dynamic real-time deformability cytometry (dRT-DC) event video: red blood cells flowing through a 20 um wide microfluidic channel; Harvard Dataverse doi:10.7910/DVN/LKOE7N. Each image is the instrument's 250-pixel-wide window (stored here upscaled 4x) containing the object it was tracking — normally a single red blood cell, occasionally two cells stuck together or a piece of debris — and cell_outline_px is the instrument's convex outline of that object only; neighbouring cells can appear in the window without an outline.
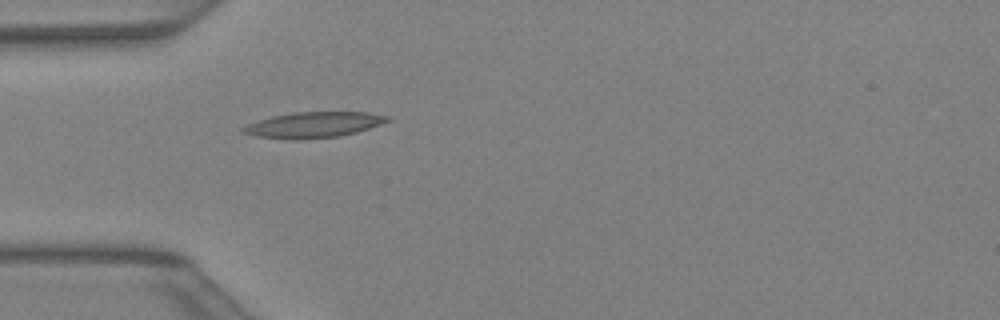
{"species": "Egyptian fruit bat (a non-hibernating species)", "species_latin": "Rousettus aegyptiacus", "temperature_condition": "warm", "stored_images_in_passage": 30, "camera_frame_rate_fps": 3000, "um_per_image_px": 0.085, "animal": {"sex": "female"}, "frame": {"image": 1, "passage_image": 1, "time_ms": 0.0, "image_size_px": [1000, 320], "cell_outline_px": [[392, 120], [356, 132], [340, 136], [296, 140], [292, 140], [256, 136], [240, 132], [240, 128], [248, 124], [272, 116], [292, 112], [368, 112], [392, 116]], "centroid_in_image_um": [26.66, 10.61], "position_along_channel_um": 58.3, "area_um2": 21.73}}
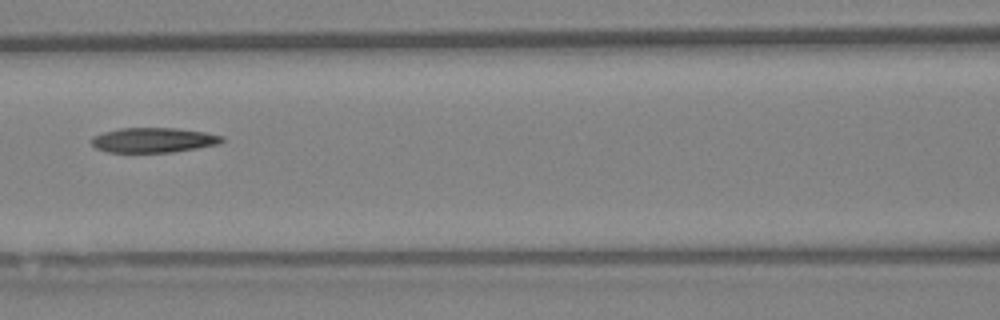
{"frame": {"image": 2, "passage_image": 7, "time_ms": 2.0, "image_size_px": [1000, 320], "cell_outline_px": [[224, 140], [220, 144], [172, 152], [108, 152], [96, 148], [92, 144], [92, 136], [104, 132], [120, 128], [176, 128], [204, 132], [224, 136]], "centroid_in_image_um": [13.06, 11.9], "position_along_channel_um": 153.5, "area_um2": 18.84}}
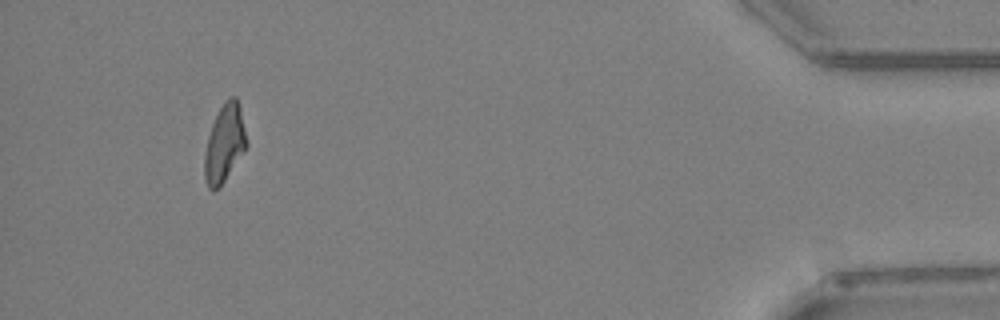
{"frame": {"image": 3, "passage_image": 27, "time_ms": 8.667, "image_size_px": [1000, 320], "cell_outline_px": [[248, 144], [220, 188], [212, 192], [208, 188], [204, 180], [204, 152], [208, 136], [212, 124], [224, 100], [228, 96], [236, 96], [240, 108]], "centroid_in_image_um": [19.06, 12.22], "position_along_channel_um": 416.1, "area_um2": 19.13}}